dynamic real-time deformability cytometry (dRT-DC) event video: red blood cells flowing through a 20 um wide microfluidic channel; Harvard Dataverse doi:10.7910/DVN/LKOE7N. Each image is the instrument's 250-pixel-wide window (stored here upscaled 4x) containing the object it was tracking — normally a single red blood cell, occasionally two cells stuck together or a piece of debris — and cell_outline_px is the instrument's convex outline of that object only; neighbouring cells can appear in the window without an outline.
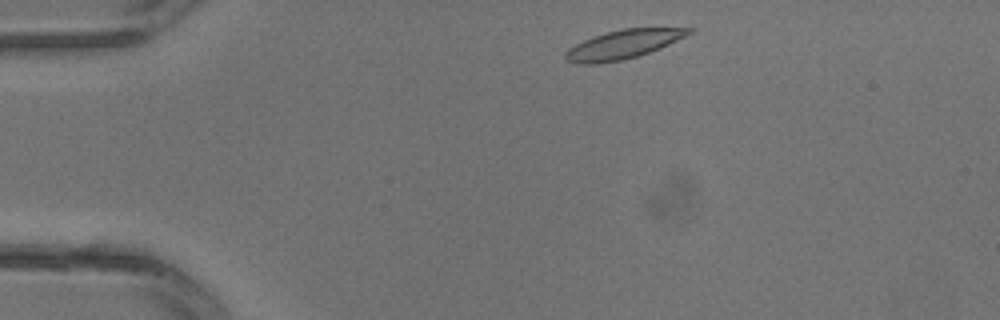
{"species": "common noctule bat (a hibernating species)", "species_latin": "Nyctalus noctula", "temperature_condition": "warm", "stored_images_in_passage": 28, "camera_frame_rate_fps": 3000, "um_per_image_px": 0.085, "animal": {"sex": "male", "body_mass_g": 13.3}, "frame": {"image": 1, "passage_image": 2, "time_ms": 0.333, "image_size_px": [1000, 320], "cell_outline_px": [[696, 28], [692, 32], [660, 48], [624, 60], [596, 64], [580, 64], [564, 60], [564, 52], [568, 48], [592, 36], [620, 28]], "centroid_in_image_um": [52.9, 3.78], "position_along_channel_um": 32.1, "area_um2": 20.69}}
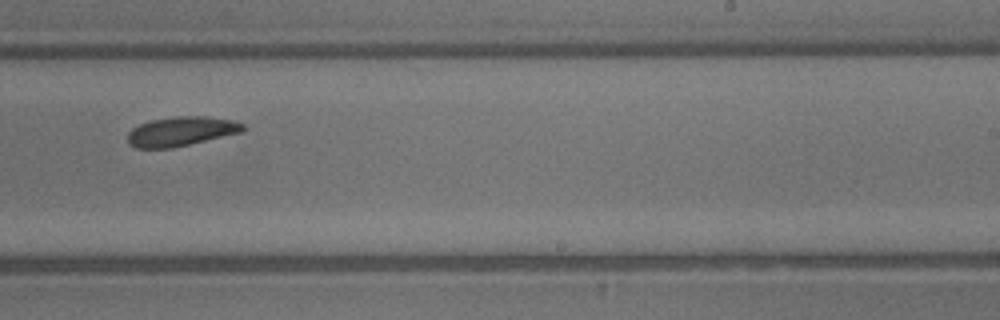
{"frame": {"image": 2, "passage_image": 16, "time_ms": 5.0, "image_size_px": [1000, 320], "cell_outline_px": [[244, 128], [240, 132], [172, 148], [136, 148], [128, 144], [128, 132], [132, 128], [140, 124], [152, 120], [176, 116], [204, 116], [232, 120], [244, 124]], "centroid_in_image_um": [15.35, 11.16], "position_along_channel_um": 273.7, "area_um2": 19.48}}
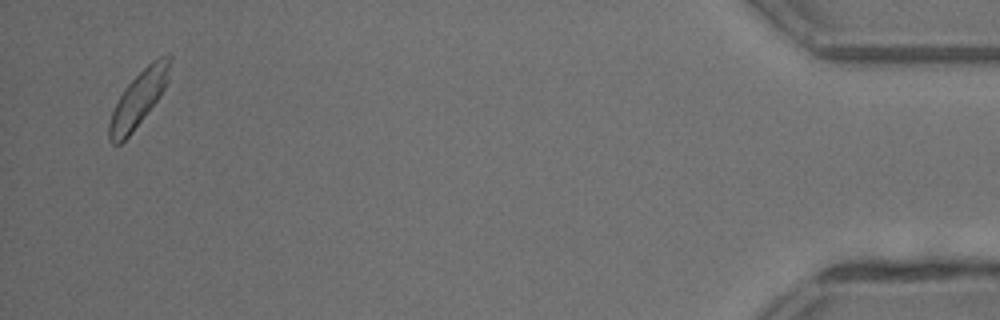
{"frame": {"image": 3, "passage_image": 27, "time_ms": 8.667, "image_size_px": [1000, 320], "cell_outline_px": [[172, 60], [168, 80], [164, 88], [156, 100], [132, 132], [120, 144], [112, 144], [108, 140], [108, 124], [112, 112], [124, 88], [152, 60], [160, 56], [172, 56]], "centroid_in_image_um": [11.76, 8.39], "position_along_channel_um": 423.4, "area_um2": 19.13}}